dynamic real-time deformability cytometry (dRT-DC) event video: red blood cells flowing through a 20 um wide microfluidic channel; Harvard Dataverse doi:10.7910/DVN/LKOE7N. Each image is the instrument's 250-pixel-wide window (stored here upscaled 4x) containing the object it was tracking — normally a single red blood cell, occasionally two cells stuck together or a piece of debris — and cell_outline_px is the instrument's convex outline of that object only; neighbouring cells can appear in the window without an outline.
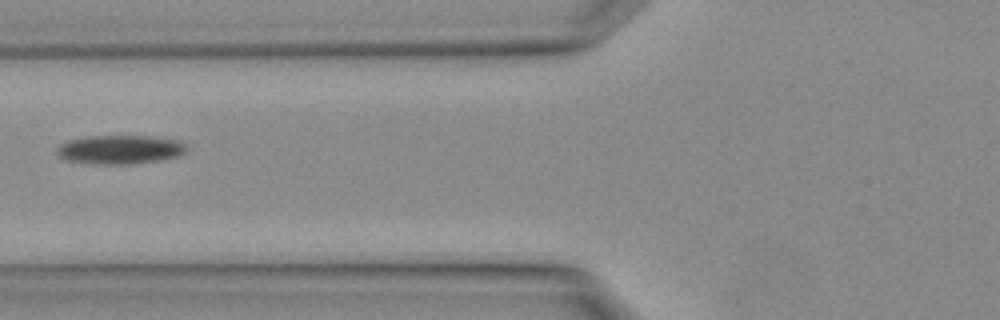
{"species": "Egyptian fruit bat (a non-hibernating species)", "species_latin": "Rousettus aegyptiacus", "temperature_condition": "warm", "stored_images_in_passage": 5, "camera_frame_rate_fps": 3000, "um_per_image_px": 0.085, "animal": {"sex": "female"}, "frame": {"image": 1, "passage_image": 4, "time_ms": 1.0, "image_size_px": [1000, 320], "cell_outline_px": [[188, 148], [180, 156], [160, 160], [132, 164], [92, 164], [64, 160], [56, 152], [56, 148], [60, 144], [68, 140], [88, 136], [152, 136], [180, 140]], "centroid_in_image_um": [10.2, 12.71], "position_along_channel_um": 115.6, "area_um2": 22.08}}